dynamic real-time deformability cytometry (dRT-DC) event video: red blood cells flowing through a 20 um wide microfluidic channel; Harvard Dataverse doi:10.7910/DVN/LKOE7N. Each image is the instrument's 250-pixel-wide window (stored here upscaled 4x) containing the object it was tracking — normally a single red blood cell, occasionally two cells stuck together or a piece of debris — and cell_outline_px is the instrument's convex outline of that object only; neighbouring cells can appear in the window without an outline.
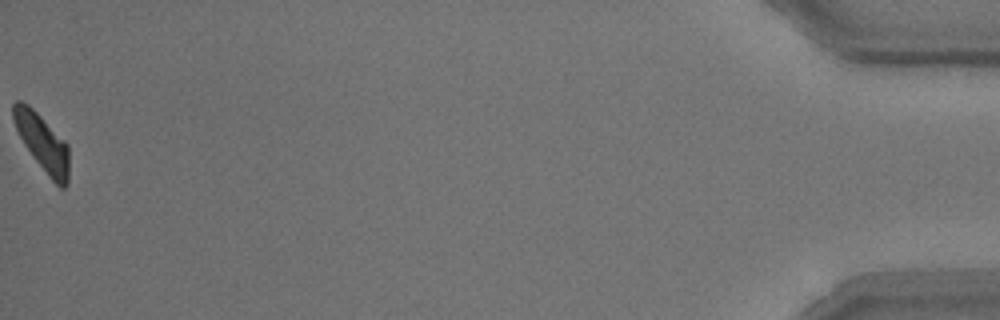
{"species": "common noctule bat (a hibernating species)", "species_latin": "Nyctalus noctula", "temperature_condition": "room temperature", "stored_images_in_passage": 46, "camera_frame_rate_fps": 3000, "um_per_image_px": 0.085, "animal": {"sex": "male", "body_mass_g": 15.6}, "frame": {"image": 1, "passage_image": 46, "time_ms": 15.0, "image_size_px": [1000, 320], "cell_outline_px": [[68, 184], [64, 188], [60, 188], [48, 176], [24, 144], [12, 120], [12, 104], [16, 100], [20, 100], [28, 104], [68, 144]], "centroid_in_image_um": [3.59, 12.11], "position_along_channel_um": 431.6, "area_um2": 18.21}, "authors_computed_cell_mechanics": {"area_um2": 19.941, "velocity_mm_per_s": 3.7745, "shape_relaxation_time_tau1_ms": 3.4983, "shape_relaxation_time_tau2_ms": null, "deformation_change_tau1": 0.131, "deformation_change_tau2": null}}